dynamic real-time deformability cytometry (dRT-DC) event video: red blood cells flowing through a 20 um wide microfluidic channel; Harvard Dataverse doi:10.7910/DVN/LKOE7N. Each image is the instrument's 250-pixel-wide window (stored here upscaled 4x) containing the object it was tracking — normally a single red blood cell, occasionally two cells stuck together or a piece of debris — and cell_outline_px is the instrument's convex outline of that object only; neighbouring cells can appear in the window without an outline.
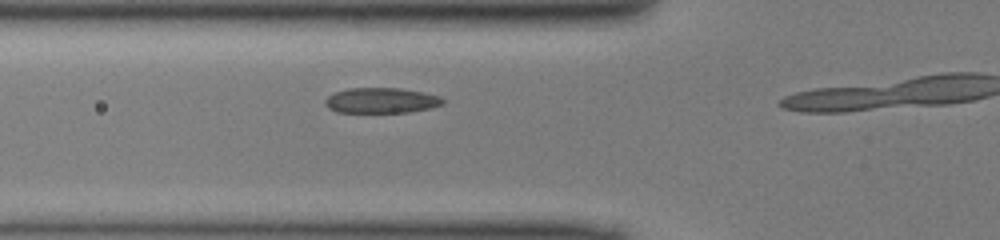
{"species": "common noctule bat (a hibernating species)", "species_latin": "Nyctalus noctula", "temperature_condition": "cold", "stored_images_in_passage": 6, "camera_frame_rate_fps": 3000, "um_per_image_px": 0.085, "animal": {"sex": "male", "body_mass_g": 13.0, "forearm_length_mm": 53.1}, "frame": {"image": 1, "passage_image": 5, "time_ms": 1.333, "image_size_px": [1000, 240], "cell_outline_px": [[436, 100], [432, 104], [416, 108], [392, 112], [352, 112], [336, 108], [332, 104], [380, 92], [408, 92]], "centroid_in_image_um": [32.7, 8.72], "position_along_channel_um": 93.1, "area_um2": 10.4}}